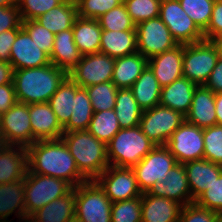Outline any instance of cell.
<instances>
[{
  "instance_id": "8",
  "label": "cell",
  "mask_w": 222,
  "mask_h": 222,
  "mask_svg": "<svg viewBox=\"0 0 222 222\" xmlns=\"http://www.w3.org/2000/svg\"><path fill=\"white\" fill-rule=\"evenodd\" d=\"M176 164V158L165 145H155L138 164L132 167L142 194L147 193L155 183L162 182Z\"/></svg>"
},
{
  "instance_id": "43",
  "label": "cell",
  "mask_w": 222,
  "mask_h": 222,
  "mask_svg": "<svg viewBox=\"0 0 222 222\" xmlns=\"http://www.w3.org/2000/svg\"><path fill=\"white\" fill-rule=\"evenodd\" d=\"M78 17L98 19L112 8L123 3V0H75Z\"/></svg>"
},
{
  "instance_id": "59",
  "label": "cell",
  "mask_w": 222,
  "mask_h": 222,
  "mask_svg": "<svg viewBox=\"0 0 222 222\" xmlns=\"http://www.w3.org/2000/svg\"><path fill=\"white\" fill-rule=\"evenodd\" d=\"M32 222L29 218H26V219H24V220H21V222Z\"/></svg>"
},
{
  "instance_id": "39",
  "label": "cell",
  "mask_w": 222,
  "mask_h": 222,
  "mask_svg": "<svg viewBox=\"0 0 222 222\" xmlns=\"http://www.w3.org/2000/svg\"><path fill=\"white\" fill-rule=\"evenodd\" d=\"M185 13L204 32L210 23L215 0H178Z\"/></svg>"
},
{
  "instance_id": "44",
  "label": "cell",
  "mask_w": 222,
  "mask_h": 222,
  "mask_svg": "<svg viewBox=\"0 0 222 222\" xmlns=\"http://www.w3.org/2000/svg\"><path fill=\"white\" fill-rule=\"evenodd\" d=\"M22 28L30 35L33 42L50 57L54 46L55 34L35 20L22 21Z\"/></svg>"
},
{
  "instance_id": "58",
  "label": "cell",
  "mask_w": 222,
  "mask_h": 222,
  "mask_svg": "<svg viewBox=\"0 0 222 222\" xmlns=\"http://www.w3.org/2000/svg\"><path fill=\"white\" fill-rule=\"evenodd\" d=\"M70 222H83V221L75 216Z\"/></svg>"
},
{
  "instance_id": "32",
  "label": "cell",
  "mask_w": 222,
  "mask_h": 222,
  "mask_svg": "<svg viewBox=\"0 0 222 222\" xmlns=\"http://www.w3.org/2000/svg\"><path fill=\"white\" fill-rule=\"evenodd\" d=\"M130 89L143 111L159 105L162 87L148 65Z\"/></svg>"
},
{
  "instance_id": "33",
  "label": "cell",
  "mask_w": 222,
  "mask_h": 222,
  "mask_svg": "<svg viewBox=\"0 0 222 222\" xmlns=\"http://www.w3.org/2000/svg\"><path fill=\"white\" fill-rule=\"evenodd\" d=\"M114 110L120 128H132L139 125L143 110L137 104L131 89H118Z\"/></svg>"
},
{
  "instance_id": "16",
  "label": "cell",
  "mask_w": 222,
  "mask_h": 222,
  "mask_svg": "<svg viewBox=\"0 0 222 222\" xmlns=\"http://www.w3.org/2000/svg\"><path fill=\"white\" fill-rule=\"evenodd\" d=\"M10 63L14 70L39 68L50 64L49 56L42 51L22 28L12 44Z\"/></svg>"
},
{
  "instance_id": "10",
  "label": "cell",
  "mask_w": 222,
  "mask_h": 222,
  "mask_svg": "<svg viewBox=\"0 0 222 222\" xmlns=\"http://www.w3.org/2000/svg\"><path fill=\"white\" fill-rule=\"evenodd\" d=\"M159 17L178 44H192L204 40L203 32L185 13L178 0H161Z\"/></svg>"
},
{
  "instance_id": "38",
  "label": "cell",
  "mask_w": 222,
  "mask_h": 222,
  "mask_svg": "<svg viewBox=\"0 0 222 222\" xmlns=\"http://www.w3.org/2000/svg\"><path fill=\"white\" fill-rule=\"evenodd\" d=\"M97 20L102 30H136V25L132 21L129 13L127 12L124 3L120 4L115 8H112L105 14L101 15Z\"/></svg>"
},
{
  "instance_id": "35",
  "label": "cell",
  "mask_w": 222,
  "mask_h": 222,
  "mask_svg": "<svg viewBox=\"0 0 222 222\" xmlns=\"http://www.w3.org/2000/svg\"><path fill=\"white\" fill-rule=\"evenodd\" d=\"M75 82L68 76L48 101L52 111L64 127L74 110Z\"/></svg>"
},
{
  "instance_id": "11",
  "label": "cell",
  "mask_w": 222,
  "mask_h": 222,
  "mask_svg": "<svg viewBox=\"0 0 222 222\" xmlns=\"http://www.w3.org/2000/svg\"><path fill=\"white\" fill-rule=\"evenodd\" d=\"M95 181L104 190L110 201L119 202L142 197L132 167L108 166Z\"/></svg>"
},
{
  "instance_id": "6",
  "label": "cell",
  "mask_w": 222,
  "mask_h": 222,
  "mask_svg": "<svg viewBox=\"0 0 222 222\" xmlns=\"http://www.w3.org/2000/svg\"><path fill=\"white\" fill-rule=\"evenodd\" d=\"M112 202L95 180L75 187V216L83 222H111Z\"/></svg>"
},
{
  "instance_id": "9",
  "label": "cell",
  "mask_w": 222,
  "mask_h": 222,
  "mask_svg": "<svg viewBox=\"0 0 222 222\" xmlns=\"http://www.w3.org/2000/svg\"><path fill=\"white\" fill-rule=\"evenodd\" d=\"M184 121L185 116L181 113L157 105L143 111L139 126L155 145H166L172 134Z\"/></svg>"
},
{
  "instance_id": "22",
  "label": "cell",
  "mask_w": 222,
  "mask_h": 222,
  "mask_svg": "<svg viewBox=\"0 0 222 222\" xmlns=\"http://www.w3.org/2000/svg\"><path fill=\"white\" fill-rule=\"evenodd\" d=\"M215 96L216 94L204 85L197 86L185 120L203 129L216 125Z\"/></svg>"
},
{
  "instance_id": "42",
  "label": "cell",
  "mask_w": 222,
  "mask_h": 222,
  "mask_svg": "<svg viewBox=\"0 0 222 222\" xmlns=\"http://www.w3.org/2000/svg\"><path fill=\"white\" fill-rule=\"evenodd\" d=\"M204 158L222 166V125L203 129Z\"/></svg>"
},
{
  "instance_id": "48",
  "label": "cell",
  "mask_w": 222,
  "mask_h": 222,
  "mask_svg": "<svg viewBox=\"0 0 222 222\" xmlns=\"http://www.w3.org/2000/svg\"><path fill=\"white\" fill-rule=\"evenodd\" d=\"M22 29V18L17 4L0 7V33Z\"/></svg>"
},
{
  "instance_id": "41",
  "label": "cell",
  "mask_w": 222,
  "mask_h": 222,
  "mask_svg": "<svg viewBox=\"0 0 222 222\" xmlns=\"http://www.w3.org/2000/svg\"><path fill=\"white\" fill-rule=\"evenodd\" d=\"M135 25L159 16L161 0H123Z\"/></svg>"
},
{
  "instance_id": "7",
  "label": "cell",
  "mask_w": 222,
  "mask_h": 222,
  "mask_svg": "<svg viewBox=\"0 0 222 222\" xmlns=\"http://www.w3.org/2000/svg\"><path fill=\"white\" fill-rule=\"evenodd\" d=\"M219 56L216 45L210 40L184 45L183 77L198 86L204 85Z\"/></svg>"
},
{
  "instance_id": "2",
  "label": "cell",
  "mask_w": 222,
  "mask_h": 222,
  "mask_svg": "<svg viewBox=\"0 0 222 222\" xmlns=\"http://www.w3.org/2000/svg\"><path fill=\"white\" fill-rule=\"evenodd\" d=\"M68 73L52 63L39 68L14 70L13 84L17 102L27 105L48 102Z\"/></svg>"
},
{
  "instance_id": "51",
  "label": "cell",
  "mask_w": 222,
  "mask_h": 222,
  "mask_svg": "<svg viewBox=\"0 0 222 222\" xmlns=\"http://www.w3.org/2000/svg\"><path fill=\"white\" fill-rule=\"evenodd\" d=\"M16 102L14 84L0 85V116L10 110Z\"/></svg>"
},
{
  "instance_id": "47",
  "label": "cell",
  "mask_w": 222,
  "mask_h": 222,
  "mask_svg": "<svg viewBox=\"0 0 222 222\" xmlns=\"http://www.w3.org/2000/svg\"><path fill=\"white\" fill-rule=\"evenodd\" d=\"M221 217L217 212L192 202L182 207L178 222H217Z\"/></svg>"
},
{
  "instance_id": "4",
  "label": "cell",
  "mask_w": 222,
  "mask_h": 222,
  "mask_svg": "<svg viewBox=\"0 0 222 222\" xmlns=\"http://www.w3.org/2000/svg\"><path fill=\"white\" fill-rule=\"evenodd\" d=\"M106 147L110 166L133 167L155 147V144L138 125L132 128H121Z\"/></svg>"
},
{
  "instance_id": "12",
  "label": "cell",
  "mask_w": 222,
  "mask_h": 222,
  "mask_svg": "<svg viewBox=\"0 0 222 222\" xmlns=\"http://www.w3.org/2000/svg\"><path fill=\"white\" fill-rule=\"evenodd\" d=\"M136 34L138 52L147 59L178 45L159 16L136 25Z\"/></svg>"
},
{
  "instance_id": "13",
  "label": "cell",
  "mask_w": 222,
  "mask_h": 222,
  "mask_svg": "<svg viewBox=\"0 0 222 222\" xmlns=\"http://www.w3.org/2000/svg\"><path fill=\"white\" fill-rule=\"evenodd\" d=\"M115 58L98 52L83 55L68 76L79 86L86 88L112 81Z\"/></svg>"
},
{
  "instance_id": "21",
  "label": "cell",
  "mask_w": 222,
  "mask_h": 222,
  "mask_svg": "<svg viewBox=\"0 0 222 222\" xmlns=\"http://www.w3.org/2000/svg\"><path fill=\"white\" fill-rule=\"evenodd\" d=\"M27 171V147L19 145H3L0 147V184L24 179Z\"/></svg>"
},
{
  "instance_id": "49",
  "label": "cell",
  "mask_w": 222,
  "mask_h": 222,
  "mask_svg": "<svg viewBox=\"0 0 222 222\" xmlns=\"http://www.w3.org/2000/svg\"><path fill=\"white\" fill-rule=\"evenodd\" d=\"M203 34L204 39L210 41L222 34V0H215L210 23Z\"/></svg>"
},
{
  "instance_id": "24",
  "label": "cell",
  "mask_w": 222,
  "mask_h": 222,
  "mask_svg": "<svg viewBox=\"0 0 222 222\" xmlns=\"http://www.w3.org/2000/svg\"><path fill=\"white\" fill-rule=\"evenodd\" d=\"M197 86L185 77L174 80L171 84L162 87L159 105L171 108L186 116Z\"/></svg>"
},
{
  "instance_id": "23",
  "label": "cell",
  "mask_w": 222,
  "mask_h": 222,
  "mask_svg": "<svg viewBox=\"0 0 222 222\" xmlns=\"http://www.w3.org/2000/svg\"><path fill=\"white\" fill-rule=\"evenodd\" d=\"M182 207L174 200L143 193L141 222H178Z\"/></svg>"
},
{
  "instance_id": "19",
  "label": "cell",
  "mask_w": 222,
  "mask_h": 222,
  "mask_svg": "<svg viewBox=\"0 0 222 222\" xmlns=\"http://www.w3.org/2000/svg\"><path fill=\"white\" fill-rule=\"evenodd\" d=\"M32 138L35 141L60 139L64 133L48 102L29 105Z\"/></svg>"
},
{
  "instance_id": "5",
  "label": "cell",
  "mask_w": 222,
  "mask_h": 222,
  "mask_svg": "<svg viewBox=\"0 0 222 222\" xmlns=\"http://www.w3.org/2000/svg\"><path fill=\"white\" fill-rule=\"evenodd\" d=\"M25 183L26 218L44 205L68 194L73 187L63 179L27 171Z\"/></svg>"
},
{
  "instance_id": "30",
  "label": "cell",
  "mask_w": 222,
  "mask_h": 222,
  "mask_svg": "<svg viewBox=\"0 0 222 222\" xmlns=\"http://www.w3.org/2000/svg\"><path fill=\"white\" fill-rule=\"evenodd\" d=\"M78 18V8L75 0H64L49 12L36 18L35 21L55 35L73 27Z\"/></svg>"
},
{
  "instance_id": "1",
  "label": "cell",
  "mask_w": 222,
  "mask_h": 222,
  "mask_svg": "<svg viewBox=\"0 0 222 222\" xmlns=\"http://www.w3.org/2000/svg\"><path fill=\"white\" fill-rule=\"evenodd\" d=\"M27 153L30 173L63 179L73 188L88 181L61 138L38 140L27 147Z\"/></svg>"
},
{
  "instance_id": "52",
  "label": "cell",
  "mask_w": 222,
  "mask_h": 222,
  "mask_svg": "<svg viewBox=\"0 0 222 222\" xmlns=\"http://www.w3.org/2000/svg\"><path fill=\"white\" fill-rule=\"evenodd\" d=\"M204 86L215 94L222 92V55L219 56L216 66Z\"/></svg>"
},
{
  "instance_id": "29",
  "label": "cell",
  "mask_w": 222,
  "mask_h": 222,
  "mask_svg": "<svg viewBox=\"0 0 222 222\" xmlns=\"http://www.w3.org/2000/svg\"><path fill=\"white\" fill-rule=\"evenodd\" d=\"M138 51L136 30L110 31L101 34L100 52L113 58L123 57Z\"/></svg>"
},
{
  "instance_id": "50",
  "label": "cell",
  "mask_w": 222,
  "mask_h": 222,
  "mask_svg": "<svg viewBox=\"0 0 222 222\" xmlns=\"http://www.w3.org/2000/svg\"><path fill=\"white\" fill-rule=\"evenodd\" d=\"M21 29H12L0 33V61L10 62L11 47Z\"/></svg>"
},
{
  "instance_id": "54",
  "label": "cell",
  "mask_w": 222,
  "mask_h": 222,
  "mask_svg": "<svg viewBox=\"0 0 222 222\" xmlns=\"http://www.w3.org/2000/svg\"><path fill=\"white\" fill-rule=\"evenodd\" d=\"M215 112H216L217 124L222 125V92L216 93Z\"/></svg>"
},
{
  "instance_id": "55",
  "label": "cell",
  "mask_w": 222,
  "mask_h": 222,
  "mask_svg": "<svg viewBox=\"0 0 222 222\" xmlns=\"http://www.w3.org/2000/svg\"><path fill=\"white\" fill-rule=\"evenodd\" d=\"M212 42L216 45L218 52L222 55V34L215 37Z\"/></svg>"
},
{
  "instance_id": "25",
  "label": "cell",
  "mask_w": 222,
  "mask_h": 222,
  "mask_svg": "<svg viewBox=\"0 0 222 222\" xmlns=\"http://www.w3.org/2000/svg\"><path fill=\"white\" fill-rule=\"evenodd\" d=\"M82 56L74 42L72 28L55 35L53 50L49 57L53 65L69 73L79 63Z\"/></svg>"
},
{
  "instance_id": "40",
  "label": "cell",
  "mask_w": 222,
  "mask_h": 222,
  "mask_svg": "<svg viewBox=\"0 0 222 222\" xmlns=\"http://www.w3.org/2000/svg\"><path fill=\"white\" fill-rule=\"evenodd\" d=\"M141 220V197L112 203L111 222H141Z\"/></svg>"
},
{
  "instance_id": "26",
  "label": "cell",
  "mask_w": 222,
  "mask_h": 222,
  "mask_svg": "<svg viewBox=\"0 0 222 222\" xmlns=\"http://www.w3.org/2000/svg\"><path fill=\"white\" fill-rule=\"evenodd\" d=\"M148 65V59L138 51L115 58L112 82L118 89H130Z\"/></svg>"
},
{
  "instance_id": "14",
  "label": "cell",
  "mask_w": 222,
  "mask_h": 222,
  "mask_svg": "<svg viewBox=\"0 0 222 222\" xmlns=\"http://www.w3.org/2000/svg\"><path fill=\"white\" fill-rule=\"evenodd\" d=\"M176 158L177 163L204 158L203 128L186 120L172 134L165 145Z\"/></svg>"
},
{
  "instance_id": "15",
  "label": "cell",
  "mask_w": 222,
  "mask_h": 222,
  "mask_svg": "<svg viewBox=\"0 0 222 222\" xmlns=\"http://www.w3.org/2000/svg\"><path fill=\"white\" fill-rule=\"evenodd\" d=\"M1 133L5 145L28 147L36 142L32 138L29 105L16 102L0 116Z\"/></svg>"
},
{
  "instance_id": "3",
  "label": "cell",
  "mask_w": 222,
  "mask_h": 222,
  "mask_svg": "<svg viewBox=\"0 0 222 222\" xmlns=\"http://www.w3.org/2000/svg\"><path fill=\"white\" fill-rule=\"evenodd\" d=\"M61 139L88 181L95 180L109 166L106 144L87 130L64 132Z\"/></svg>"
},
{
  "instance_id": "37",
  "label": "cell",
  "mask_w": 222,
  "mask_h": 222,
  "mask_svg": "<svg viewBox=\"0 0 222 222\" xmlns=\"http://www.w3.org/2000/svg\"><path fill=\"white\" fill-rule=\"evenodd\" d=\"M94 112L115 108L118 88L112 81L86 87Z\"/></svg>"
},
{
  "instance_id": "31",
  "label": "cell",
  "mask_w": 222,
  "mask_h": 222,
  "mask_svg": "<svg viewBox=\"0 0 222 222\" xmlns=\"http://www.w3.org/2000/svg\"><path fill=\"white\" fill-rule=\"evenodd\" d=\"M74 42L82 55L100 52L102 28L97 19L78 17L72 27Z\"/></svg>"
},
{
  "instance_id": "28",
  "label": "cell",
  "mask_w": 222,
  "mask_h": 222,
  "mask_svg": "<svg viewBox=\"0 0 222 222\" xmlns=\"http://www.w3.org/2000/svg\"><path fill=\"white\" fill-rule=\"evenodd\" d=\"M75 217V188L34 212L32 222H70Z\"/></svg>"
},
{
  "instance_id": "56",
  "label": "cell",
  "mask_w": 222,
  "mask_h": 222,
  "mask_svg": "<svg viewBox=\"0 0 222 222\" xmlns=\"http://www.w3.org/2000/svg\"><path fill=\"white\" fill-rule=\"evenodd\" d=\"M17 4V0H0V7Z\"/></svg>"
},
{
  "instance_id": "36",
  "label": "cell",
  "mask_w": 222,
  "mask_h": 222,
  "mask_svg": "<svg viewBox=\"0 0 222 222\" xmlns=\"http://www.w3.org/2000/svg\"><path fill=\"white\" fill-rule=\"evenodd\" d=\"M114 109L94 112L87 131L107 144L120 130Z\"/></svg>"
},
{
  "instance_id": "53",
  "label": "cell",
  "mask_w": 222,
  "mask_h": 222,
  "mask_svg": "<svg viewBox=\"0 0 222 222\" xmlns=\"http://www.w3.org/2000/svg\"><path fill=\"white\" fill-rule=\"evenodd\" d=\"M14 69L10 62L0 61V85L13 83Z\"/></svg>"
},
{
  "instance_id": "20",
  "label": "cell",
  "mask_w": 222,
  "mask_h": 222,
  "mask_svg": "<svg viewBox=\"0 0 222 222\" xmlns=\"http://www.w3.org/2000/svg\"><path fill=\"white\" fill-rule=\"evenodd\" d=\"M187 180L192 196V202L218 179L222 174V166L209 160L198 159L184 163Z\"/></svg>"
},
{
  "instance_id": "17",
  "label": "cell",
  "mask_w": 222,
  "mask_h": 222,
  "mask_svg": "<svg viewBox=\"0 0 222 222\" xmlns=\"http://www.w3.org/2000/svg\"><path fill=\"white\" fill-rule=\"evenodd\" d=\"M147 194L174 200L182 206L192 203L184 164L177 163L173 166L167 177L162 182L155 183Z\"/></svg>"
},
{
  "instance_id": "45",
  "label": "cell",
  "mask_w": 222,
  "mask_h": 222,
  "mask_svg": "<svg viewBox=\"0 0 222 222\" xmlns=\"http://www.w3.org/2000/svg\"><path fill=\"white\" fill-rule=\"evenodd\" d=\"M64 0H17L22 21L35 20Z\"/></svg>"
},
{
  "instance_id": "34",
  "label": "cell",
  "mask_w": 222,
  "mask_h": 222,
  "mask_svg": "<svg viewBox=\"0 0 222 222\" xmlns=\"http://www.w3.org/2000/svg\"><path fill=\"white\" fill-rule=\"evenodd\" d=\"M94 114L86 88L75 83L74 110L63 127L64 132L87 130Z\"/></svg>"
},
{
  "instance_id": "46",
  "label": "cell",
  "mask_w": 222,
  "mask_h": 222,
  "mask_svg": "<svg viewBox=\"0 0 222 222\" xmlns=\"http://www.w3.org/2000/svg\"><path fill=\"white\" fill-rule=\"evenodd\" d=\"M195 202L206 209L222 216V174L209 186Z\"/></svg>"
},
{
  "instance_id": "18",
  "label": "cell",
  "mask_w": 222,
  "mask_h": 222,
  "mask_svg": "<svg viewBox=\"0 0 222 222\" xmlns=\"http://www.w3.org/2000/svg\"><path fill=\"white\" fill-rule=\"evenodd\" d=\"M184 45L178 44L173 49L148 59V66L161 87L183 77Z\"/></svg>"
},
{
  "instance_id": "27",
  "label": "cell",
  "mask_w": 222,
  "mask_h": 222,
  "mask_svg": "<svg viewBox=\"0 0 222 222\" xmlns=\"http://www.w3.org/2000/svg\"><path fill=\"white\" fill-rule=\"evenodd\" d=\"M14 212L19 221L26 219L24 179L0 184V222H10L7 217Z\"/></svg>"
},
{
  "instance_id": "57",
  "label": "cell",
  "mask_w": 222,
  "mask_h": 222,
  "mask_svg": "<svg viewBox=\"0 0 222 222\" xmlns=\"http://www.w3.org/2000/svg\"><path fill=\"white\" fill-rule=\"evenodd\" d=\"M5 145L4 141H3V136H2V133H1V126H0V147Z\"/></svg>"
}]
</instances>
